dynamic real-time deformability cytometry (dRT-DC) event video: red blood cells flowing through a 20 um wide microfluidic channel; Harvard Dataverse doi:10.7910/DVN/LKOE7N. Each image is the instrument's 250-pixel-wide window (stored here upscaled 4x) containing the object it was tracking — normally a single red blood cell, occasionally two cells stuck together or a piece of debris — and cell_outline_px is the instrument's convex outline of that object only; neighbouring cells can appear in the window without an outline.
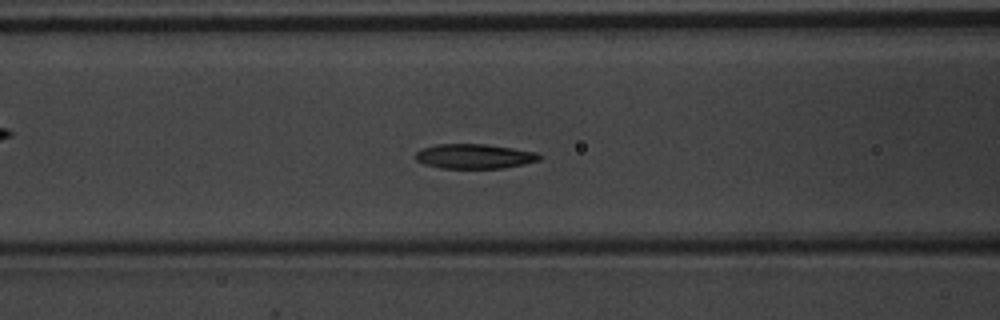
{"species": "common noctule bat (a hibernating species)", "species_latin": "Nyctalus noctula", "temperature_condition": "warm", "stored_images_in_passage": 40, "camera_frame_rate_fps": 3000, "um_per_image_px": 0.085, "animal": {"sex": "male", "body_mass_g": 20.1, "forearm_length_mm": 53.5}, "frame": {"image": 1, "passage_image": 9, "time_ms": 2.667, "image_size_px": [1000, 320], "cell_outline_px": [[544, 156], [540, 160], [524, 164], [500, 168], [440, 168], [424, 164], [416, 160], [416, 152], [420, 148], [436, 144], [484, 144], [512, 148], [536, 152]], "centroid_in_image_um": [40.31, 13.28], "position_along_channel_um": 126.3, "area_um2": 17.86}}
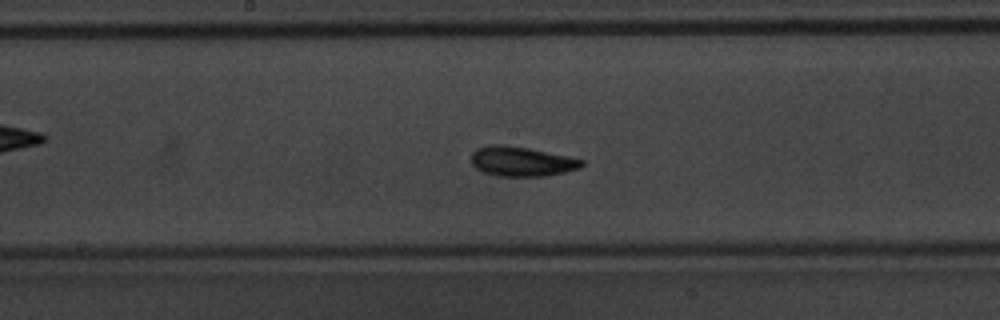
{"frame": {"image": 2, "passage_image": 15, "time_ms": 4.667, "image_size_px": [1000, 320], "cell_outline_px": [[584, 164], [580, 168], [564, 172], [544, 176], [496, 176], [484, 172], [476, 168], [472, 164], [472, 152], [476, 148], [492, 144], [504, 144], [528, 148], [568, 156], [584, 160]], "centroid_in_image_um": [44.32, 13.71], "position_along_channel_um": 203.9, "area_um2": 19.13}}
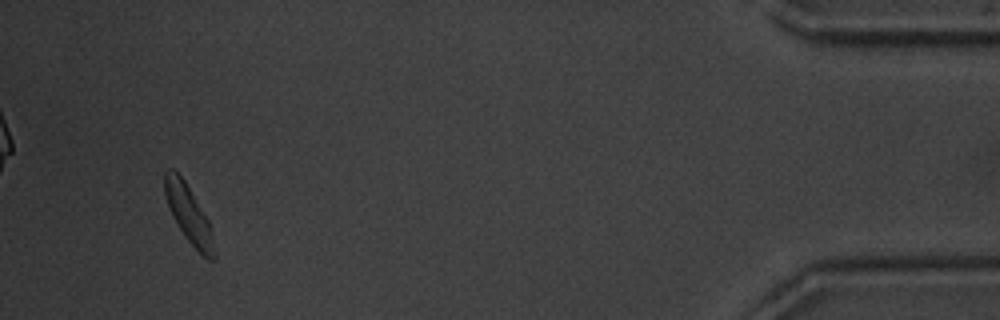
{"frame": {"image": 3, "passage_image": 37, "time_ms": 12.0, "image_size_px": [1000, 320], "cell_outline_px": [[216, 260], [208, 260], [184, 236], [172, 216], [164, 192], [164, 172], [168, 168], [172, 168], [184, 180], [208, 220], [216, 252]], "centroid_in_image_um": [16.03, 18.21], "position_along_channel_um": 419.2, "area_um2": 16.24}, "authors_computed_cell_mechanics": {"area_um2": 18.0047, "velocity_mm_per_s": 3.8785, "shape_relaxation_time_tau1_ms": 5.8776, "shape_relaxation_time_tau2_ms": 5.3521, "deformation_change_tau1": 0.2382, "deformation_change_tau2": 0.1371}}